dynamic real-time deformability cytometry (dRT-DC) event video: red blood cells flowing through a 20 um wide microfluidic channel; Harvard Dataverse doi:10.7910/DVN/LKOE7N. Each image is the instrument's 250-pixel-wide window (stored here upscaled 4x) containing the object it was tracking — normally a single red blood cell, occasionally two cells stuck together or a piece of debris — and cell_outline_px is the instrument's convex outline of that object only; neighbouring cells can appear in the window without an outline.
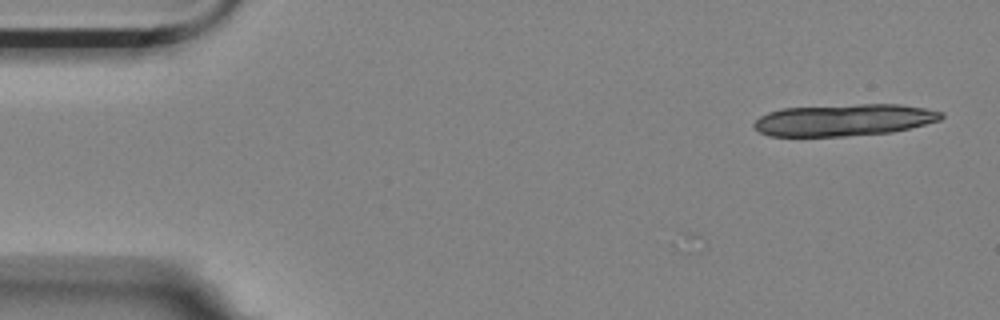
{"species": "Egyptian fruit bat (a non-hibernating species)", "species_latin": "Rousettus aegyptiacus", "temperature_condition": "room temperature", "stored_images_in_passage": 6, "camera_frame_rate_fps": 3000, "um_per_image_px": 0.085, "animal": {"sex": "female"}, "frame": {"image": 1, "passage_image": 2, "time_ms": 0.333, "image_size_px": [1000, 320], "cell_outline_px": [[944, 116], [940, 120], [892, 132], [844, 136], [768, 136], [760, 132], [752, 124], [760, 116], [768, 112], [780, 108], [860, 104], [900, 104], [924, 108], [944, 112]], "centroid_in_image_um": [71.72, 10.19], "position_along_channel_um": 13.3, "area_um2": 34.74}}